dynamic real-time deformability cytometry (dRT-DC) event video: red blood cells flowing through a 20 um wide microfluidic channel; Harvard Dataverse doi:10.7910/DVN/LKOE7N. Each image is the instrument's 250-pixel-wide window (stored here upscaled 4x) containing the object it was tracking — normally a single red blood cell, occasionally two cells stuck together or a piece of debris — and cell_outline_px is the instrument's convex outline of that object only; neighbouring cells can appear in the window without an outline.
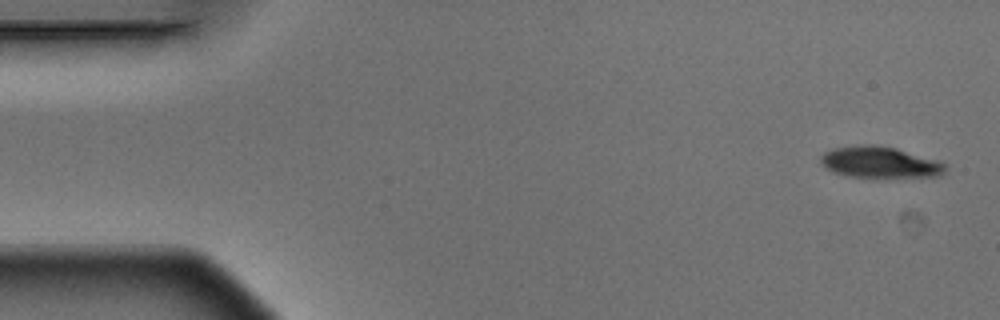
{"species": "Egyptian fruit bat (a non-hibernating species)", "species_latin": "Rousettus aegyptiacus", "temperature_condition": "warm", "stored_images_in_passage": 4, "camera_frame_rate_fps": 3000, "um_per_image_px": 0.085, "animal": {"sex": "male"}, "frame": {"image": 1, "passage_image": 1, "time_ms": 0.0, "image_size_px": [1000, 320], "cell_outline_px": [[948, 168], [940, 176], [848, 176], [832, 172], [820, 164], [820, 156], [824, 152], [832, 148], [860, 144], [872, 144], [896, 148], [940, 160], [948, 164]], "centroid_in_image_um": [74.79, 13.77], "position_along_channel_um": 10.2, "area_um2": 22.83}}
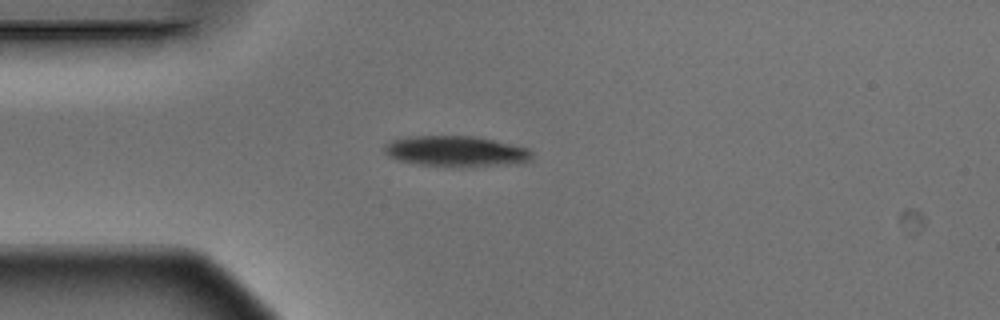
{"frame": {"image": 2, "passage_image": 4, "time_ms": 1.0, "image_size_px": [1000, 320], "cell_outline_px": [[532, 160], [500, 164], [416, 164], [396, 160], [388, 156], [384, 152], [384, 144], [392, 140], [408, 136], [472, 136], [492, 140], [528, 148], [532, 152]], "centroid_in_image_um": [38.65, 12.81], "position_along_channel_um": 46.3, "area_um2": 25.2}}